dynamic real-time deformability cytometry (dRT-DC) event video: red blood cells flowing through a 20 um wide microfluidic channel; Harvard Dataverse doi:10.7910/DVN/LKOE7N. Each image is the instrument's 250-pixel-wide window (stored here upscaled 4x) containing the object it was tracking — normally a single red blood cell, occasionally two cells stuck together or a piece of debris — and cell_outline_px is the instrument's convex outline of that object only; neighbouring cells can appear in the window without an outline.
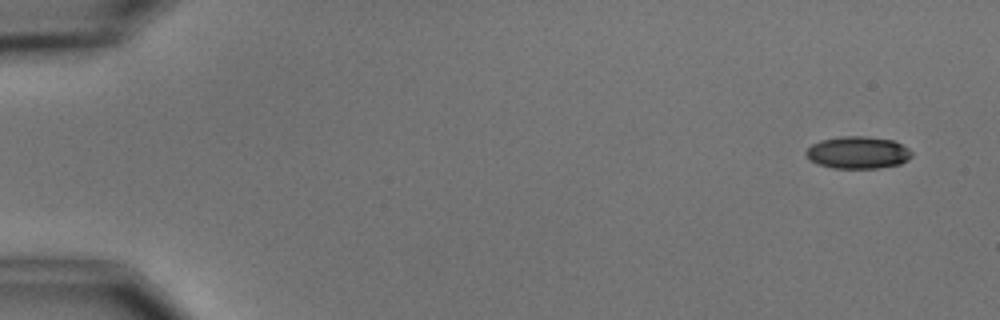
{"species": "common noctule bat (a hibernating species)", "species_latin": "Nyctalus noctula", "temperature_condition": "cold", "stored_images_in_passage": 4, "camera_frame_rate_fps": 3000, "um_per_image_px": 0.085, "animal": {"sex": "male", "body_mass_g": 15.6}, "frame": {"image": 1, "passage_image": 1, "time_ms": 0.0, "image_size_px": [1000, 320], "cell_outline_px": [[912, 156], [908, 160], [900, 164], [876, 168], [832, 168], [820, 164], [812, 160], [804, 152], [812, 144], [820, 140], [840, 136], [864, 136], [892, 140], [908, 148], [912, 152]], "centroid_in_image_um": [72.93, 12.96], "position_along_channel_um": 12.1, "area_um2": 19.71}}